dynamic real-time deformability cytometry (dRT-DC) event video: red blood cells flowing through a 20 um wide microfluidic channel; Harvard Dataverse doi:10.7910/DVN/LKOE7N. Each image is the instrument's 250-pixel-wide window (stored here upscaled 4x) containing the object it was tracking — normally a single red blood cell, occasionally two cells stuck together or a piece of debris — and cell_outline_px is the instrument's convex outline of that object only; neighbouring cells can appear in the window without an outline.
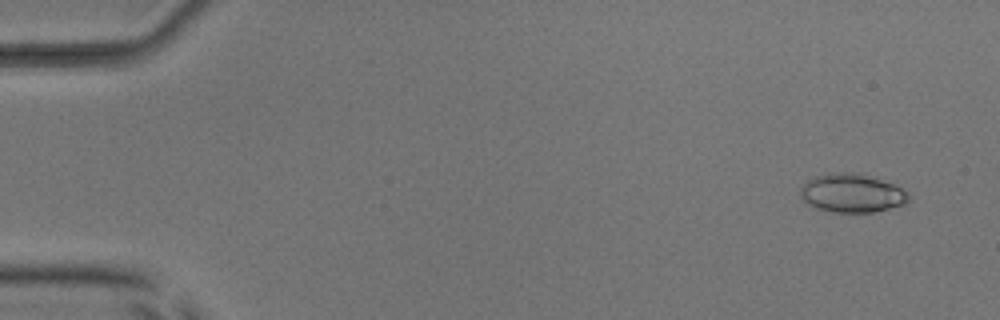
{"species": "common noctule bat (a hibernating species)", "species_latin": "Nyctalus noctula", "temperature_condition": "room temperature", "stored_images_in_passage": 54, "camera_frame_rate_fps": 3000, "um_per_image_px": 0.085, "animal": {"sex": "male", "body_mass_g": 17.9, "forearm_length_mm": 54.2}, "frame": {"image": 1, "passage_image": 4, "time_ms": 1.0, "image_size_px": [1000, 320], "cell_outline_px": [[908, 200], [904, 204], [872, 212], [832, 212], [816, 208], [808, 204], [800, 196], [800, 188], [808, 180], [816, 176], [832, 172], [860, 172], [892, 184], [900, 188], [908, 196]], "centroid_in_image_um": [72.35, 16.4], "position_along_channel_um": 12.6, "area_um2": 24.1}}
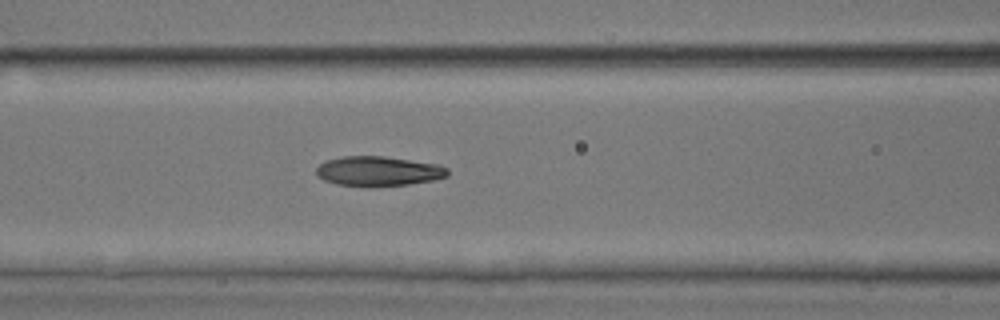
{"frame": {"image": 2, "passage_image": 24, "time_ms": 7.667, "image_size_px": [1000, 320], "cell_outline_px": [[448, 176], [432, 180], [408, 184], [368, 188], [336, 184], [324, 180], [316, 172], [316, 168], [320, 164], [328, 160], [344, 156], [384, 156], [440, 164], [448, 168]], "centroid_in_image_um": [32.18, 14.56], "position_along_channel_um": 134.4, "area_um2": 23.0}}
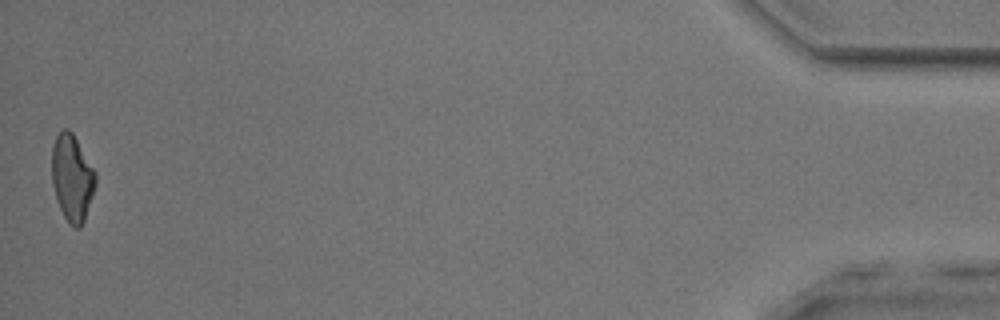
{"frame": {"image": 3, "passage_image": 54, "time_ms": 17.667, "image_size_px": [1000, 320], "cell_outline_px": [[96, 184], [84, 220], [80, 228], [76, 228], [68, 224], [56, 200], [52, 184], [52, 148], [56, 136], [64, 128], [68, 128], [72, 132], [96, 172]], "centroid_in_image_um": [6.12, 15.12], "position_along_channel_um": 429.1, "area_um2": 22.02}, "authors_computed_cell_mechanics": {"area_um2": 22.831, "velocity_mm_per_s": 3.866, "shape_relaxation_time_tau1_ms": 5.1741, "shape_relaxation_time_tau2_ms": 2.9491, "deformation_change_tau1": 0.1596, "deformation_change_tau2": 0.0874}}